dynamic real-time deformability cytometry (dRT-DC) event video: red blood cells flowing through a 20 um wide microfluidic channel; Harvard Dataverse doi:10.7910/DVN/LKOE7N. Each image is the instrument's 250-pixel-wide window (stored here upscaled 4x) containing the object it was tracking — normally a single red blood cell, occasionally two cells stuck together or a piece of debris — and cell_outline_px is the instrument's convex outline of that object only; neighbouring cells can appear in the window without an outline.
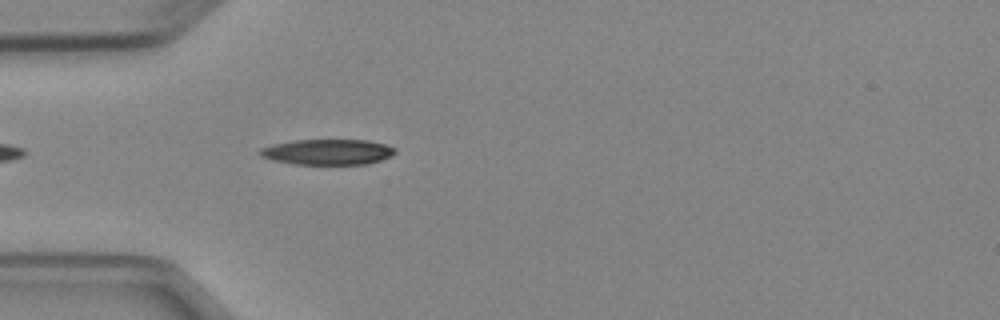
{"species": "Egyptian fruit bat (a non-hibernating species)", "species_latin": "Rousettus aegyptiacus", "temperature_condition": "cold", "stored_images_in_passage": 4, "camera_frame_rate_fps": 3000, "um_per_image_px": 0.085, "animal": {"sex": "female"}, "frame": {"image": 1, "passage_image": 4, "time_ms": 4.667, "image_size_px": [1000, 320], "cell_outline_px": [[396, 152], [392, 156], [368, 164], [292, 164], [272, 160], [260, 156], [256, 152], [260, 148], [272, 144], [296, 140], [368, 140], [388, 144], [396, 148]], "centroid_in_image_um": [27.85, 12.91], "position_along_channel_um": 57.2, "area_um2": 20.4}}